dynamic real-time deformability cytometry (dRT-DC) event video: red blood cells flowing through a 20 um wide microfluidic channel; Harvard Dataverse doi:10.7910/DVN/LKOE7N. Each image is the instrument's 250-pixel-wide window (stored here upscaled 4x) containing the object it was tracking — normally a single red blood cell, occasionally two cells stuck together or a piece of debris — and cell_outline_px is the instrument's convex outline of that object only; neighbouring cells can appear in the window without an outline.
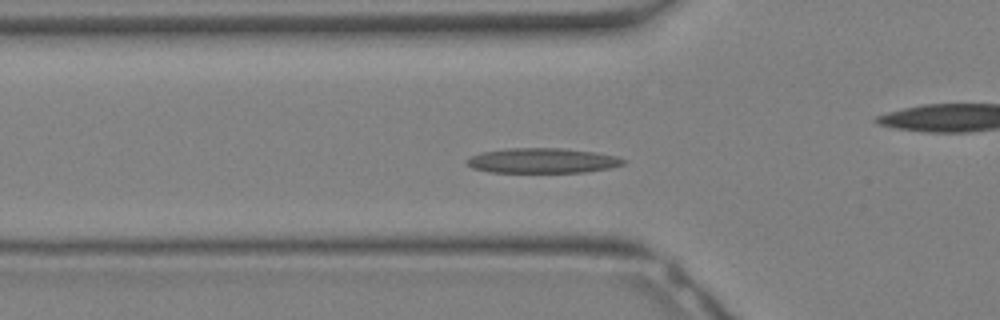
{"species": "Egyptian fruit bat (a non-hibernating species)", "species_latin": "Rousettus aegyptiacus", "temperature_condition": "warm", "stored_images_in_passage": 32, "camera_frame_rate_fps": 3000, "um_per_image_px": 0.085, "animal": {"sex": "female"}, "frame": {"image": 1, "passage_image": 10, "time_ms": 3.0, "image_size_px": [1000, 320], "cell_outline_px": [[628, 160], [624, 164], [612, 168], [584, 172], [488, 172], [472, 168], [464, 160], [480, 152], [508, 148], [560, 148], [592, 152], [616, 156]], "centroid_in_image_um": [46.1, 13.65], "position_along_channel_um": 79.7, "area_um2": 22.83}}
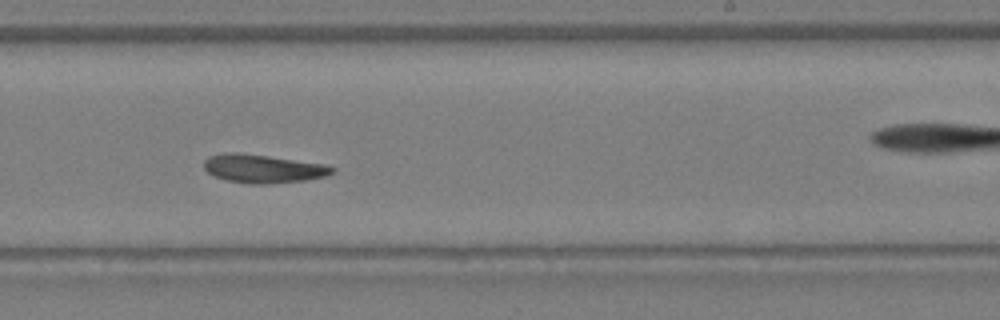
{"frame": {"image": 2, "passage_image": 19, "time_ms": 6.0, "image_size_px": [1000, 320], "cell_outline_px": [[336, 172], [328, 176], [304, 180], [268, 184], [248, 184], [228, 180], [212, 176], [204, 168], [204, 160], [208, 156], [228, 152], [232, 152], [268, 156], [324, 164], [336, 168]], "centroid_in_image_um": [22.37, 14.34], "position_along_channel_um": 266.6, "area_um2": 21.27}}
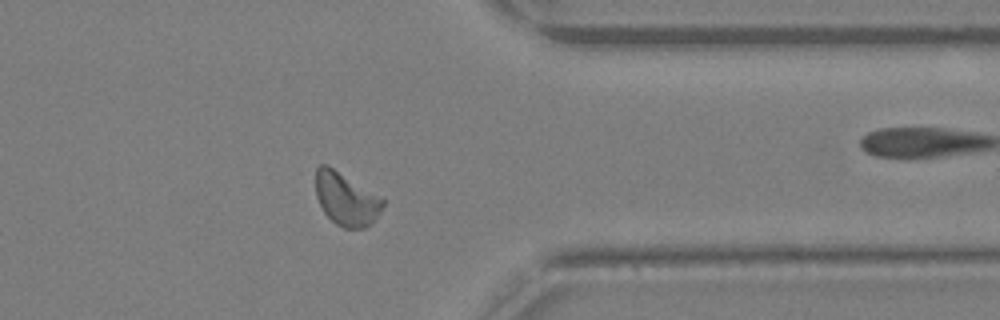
{"frame": {"image": 3, "passage_image": 25, "time_ms": 8.0, "image_size_px": [1000, 320], "cell_outline_px": [[384, 204], [380, 212], [372, 224], [364, 228], [344, 228], [336, 224], [324, 212], [316, 196], [316, 168], [320, 164], [328, 164], [384, 200]], "centroid_in_image_um": [29.4, 16.92], "position_along_channel_um": 382.0, "area_um2": 20.46}}